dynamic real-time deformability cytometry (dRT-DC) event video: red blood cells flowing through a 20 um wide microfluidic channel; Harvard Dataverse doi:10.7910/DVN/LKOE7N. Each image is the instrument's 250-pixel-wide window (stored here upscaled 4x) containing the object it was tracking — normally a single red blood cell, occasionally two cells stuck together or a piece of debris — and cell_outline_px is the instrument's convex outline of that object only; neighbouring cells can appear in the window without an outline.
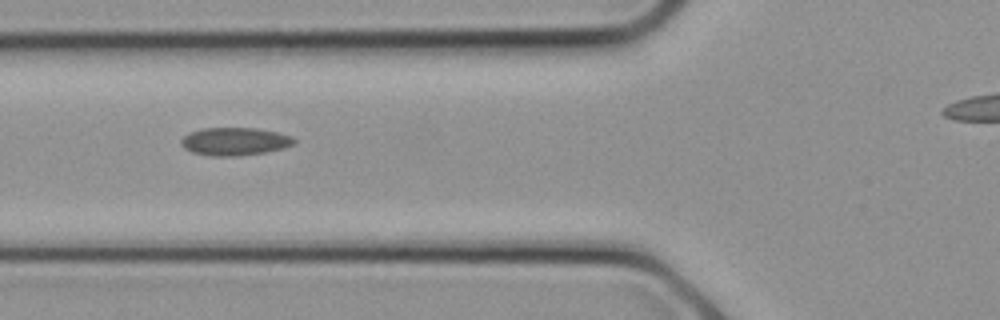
{"species": "common noctule bat (a hibernating species)", "species_latin": "Nyctalus noctula", "temperature_condition": "cold", "stored_images_in_passage": 6, "camera_frame_rate_fps": 3000, "um_per_image_px": 0.085, "animal": {"sex": "female", "body_mass_g": 21.9}, "frame": {"image": 1, "passage_image": 2, "time_ms": 0.333, "image_size_px": [1000, 320], "cell_outline_px": [[296, 144], [284, 148], [268, 152], [240, 156], [212, 156], [192, 152], [184, 148], [180, 144], [180, 140], [188, 132], [200, 128], [256, 128], [276, 132], [292, 136], [296, 140]], "centroid_in_image_um": [19.96, 12.02], "position_along_channel_um": 105.8, "area_um2": 18.67}}
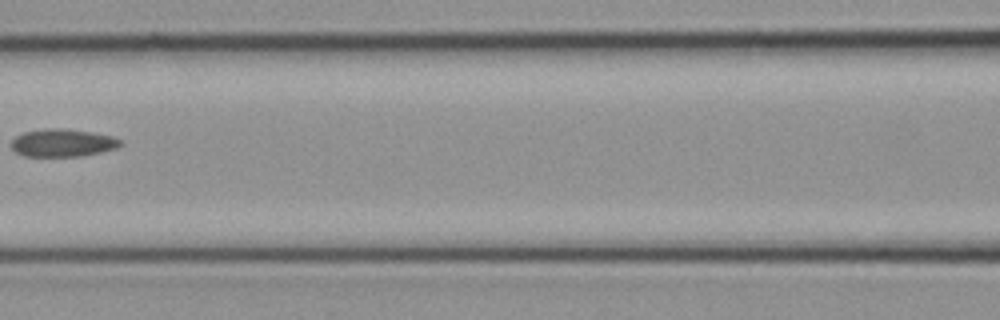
{"frame": {"image": 2, "passage_image": 4, "time_ms": 1.0, "image_size_px": [1000, 320], "cell_outline_px": [[124, 144], [116, 148], [100, 152], [80, 156], [24, 156], [16, 152], [12, 148], [12, 140], [16, 136], [24, 132], [48, 128], [68, 128], [92, 132], [112, 136], [120, 140]], "centroid_in_image_um": [5.34, 12.13], "position_along_channel_um": 161.3, "area_um2": 17.63}}
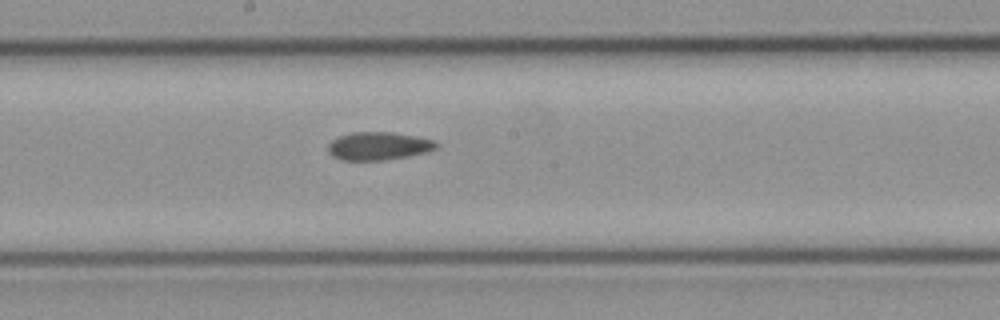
{"frame": {"image": 3, "passage_image": 6, "time_ms": 1.667, "image_size_px": [1000, 320], "cell_outline_px": [[440, 148], [428, 152], [408, 156], [384, 160], [340, 160], [332, 156], [328, 152], [328, 144], [332, 140], [340, 136], [352, 132], [392, 132], [416, 136], [432, 140], [440, 144]], "centroid_in_image_um": [32.2, 12.41], "position_along_channel_um": 216.0, "area_um2": 17.86}}